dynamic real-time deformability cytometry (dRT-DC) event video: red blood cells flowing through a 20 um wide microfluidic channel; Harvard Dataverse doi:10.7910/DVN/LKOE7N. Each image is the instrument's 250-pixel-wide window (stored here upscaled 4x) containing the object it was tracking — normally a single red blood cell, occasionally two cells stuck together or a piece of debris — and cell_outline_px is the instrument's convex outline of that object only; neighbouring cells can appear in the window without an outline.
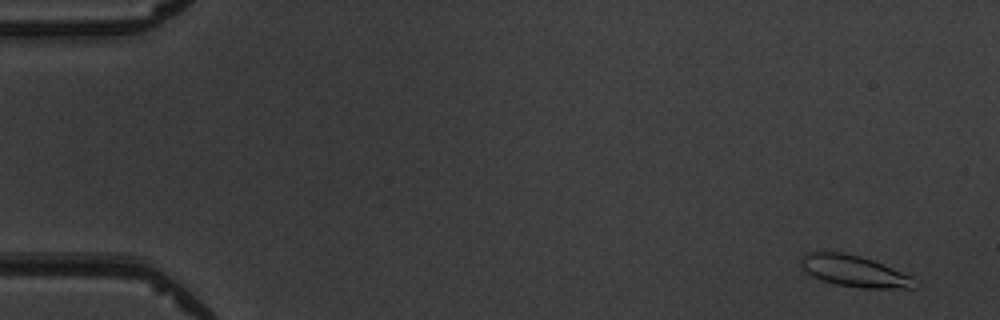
{"species": "common noctule bat (a hibernating species)", "species_latin": "Nyctalus noctula", "temperature_condition": "warm", "stored_images_in_passage": 5, "camera_frame_rate_fps": 3000, "um_per_image_px": 0.085, "animal": {"sex": "male", "body_mass_g": 19.5, "forearm_length_mm": 54.6}, "frame": {"image": 1, "passage_image": 1, "time_ms": 0.0, "image_size_px": [1000, 320], "cell_outline_px": [[916, 288], [860, 288], [836, 284], [820, 280], [812, 276], [800, 264], [800, 260], [808, 252], [844, 252], [860, 256], [872, 260], [912, 276]], "centroid_in_image_um": [72.6, 23.05], "position_along_channel_um": 12.4, "area_um2": 20.52}}